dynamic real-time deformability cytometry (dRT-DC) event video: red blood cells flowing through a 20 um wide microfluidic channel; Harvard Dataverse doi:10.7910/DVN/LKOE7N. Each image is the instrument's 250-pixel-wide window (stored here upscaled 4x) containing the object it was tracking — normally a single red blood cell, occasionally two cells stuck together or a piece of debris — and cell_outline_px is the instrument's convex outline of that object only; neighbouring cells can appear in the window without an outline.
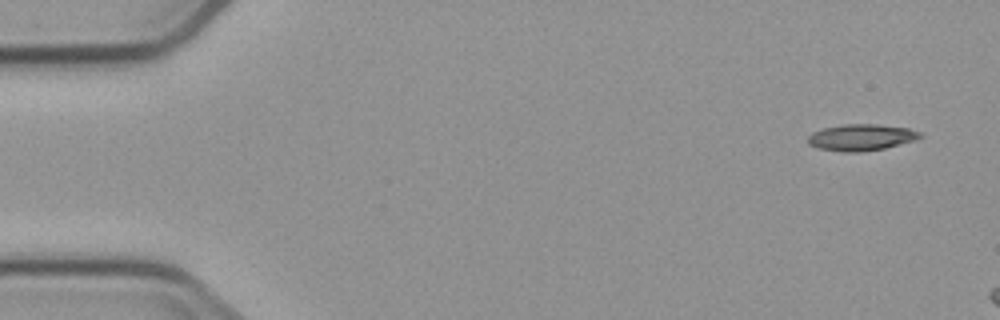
{"species": "common noctule bat (a hibernating species)", "species_latin": "Nyctalus noctula", "temperature_condition": "cold", "stored_images_in_passage": 3, "camera_frame_rate_fps": 3000, "um_per_image_px": 0.085, "animal": {"sex": "male", "body_mass_g": 23.1, "forearm_length_mm": 52.7}, "frame": {"image": 1, "passage_image": 1, "time_ms": 0.0, "image_size_px": [1000, 320], "cell_outline_px": [[924, 136], [916, 140], [884, 148], [860, 152], [844, 152], [820, 148], [808, 144], [808, 136], [812, 132], [824, 128], [844, 124], [876, 124], [908, 128], [920, 132]], "centroid_in_image_um": [73.22, 11.67], "position_along_channel_um": 11.8, "area_um2": 17.22}}